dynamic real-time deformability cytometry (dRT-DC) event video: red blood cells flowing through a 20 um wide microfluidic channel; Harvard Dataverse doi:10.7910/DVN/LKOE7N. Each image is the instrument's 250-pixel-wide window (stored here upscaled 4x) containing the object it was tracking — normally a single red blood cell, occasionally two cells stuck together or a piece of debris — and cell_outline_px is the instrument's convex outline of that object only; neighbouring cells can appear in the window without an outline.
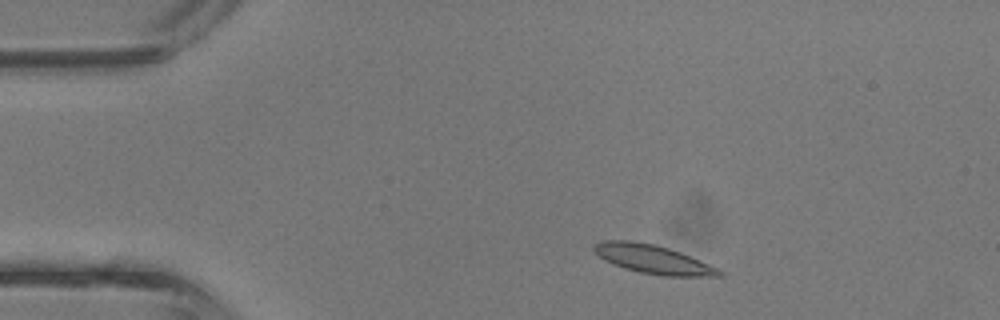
{"species": "common noctule bat (a hibernating species)", "species_latin": "Nyctalus noctula", "temperature_condition": "room temperature", "stored_images_in_passage": 2, "camera_frame_rate_fps": 3000, "um_per_image_px": 0.085, "animal": {"sex": "male", "body_mass_g": 13.3}, "frame": {"image": 1, "passage_image": 1, "time_ms": 0.0, "image_size_px": [1000, 320], "cell_outline_px": [[724, 276], [664, 276], [640, 272], [624, 268], [612, 264], [604, 260], [592, 248], [592, 244], [600, 240], [628, 240], [656, 244], [680, 252], [700, 260], [724, 272]], "centroid_in_image_um": [55.46, 22.02], "position_along_channel_um": 29.5, "area_um2": 20.98}}